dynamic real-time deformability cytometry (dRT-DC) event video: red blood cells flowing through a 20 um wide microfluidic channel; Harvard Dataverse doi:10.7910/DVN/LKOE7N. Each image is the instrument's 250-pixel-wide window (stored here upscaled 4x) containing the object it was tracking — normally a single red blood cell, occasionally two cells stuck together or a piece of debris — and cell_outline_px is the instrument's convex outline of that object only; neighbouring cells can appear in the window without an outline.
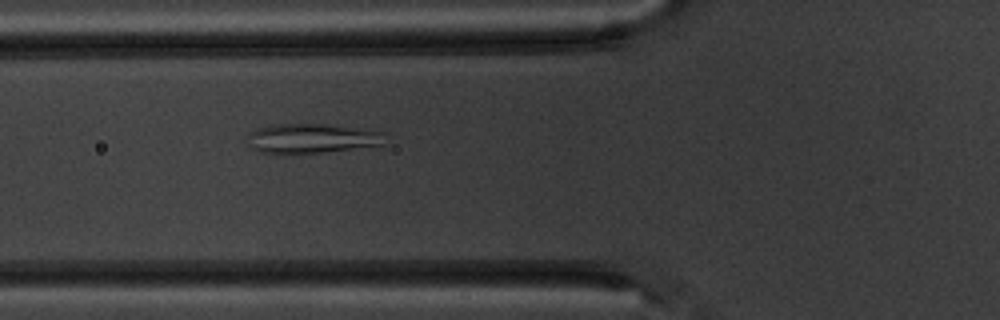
{"species": "common noctule bat (a hibernating species)", "species_latin": "Nyctalus noctula", "temperature_condition": "warm", "stored_images_in_passage": 6, "camera_frame_rate_fps": 3000, "um_per_image_px": 0.085, "animal": {"sex": "male", "body_mass_g": 20.1, "forearm_length_mm": 53.5}, "frame": {"image": 1, "passage_image": 6, "time_ms": 6.667, "image_size_px": [1000, 320], "cell_outline_px": [[384, 144], [320, 152], [260, 152], [252, 148], [248, 136], [256, 128], [276, 124], [328, 124], [384, 132]], "centroid_in_image_um": [26.51, 11.74], "position_along_channel_um": 99.3, "area_um2": 22.89}}